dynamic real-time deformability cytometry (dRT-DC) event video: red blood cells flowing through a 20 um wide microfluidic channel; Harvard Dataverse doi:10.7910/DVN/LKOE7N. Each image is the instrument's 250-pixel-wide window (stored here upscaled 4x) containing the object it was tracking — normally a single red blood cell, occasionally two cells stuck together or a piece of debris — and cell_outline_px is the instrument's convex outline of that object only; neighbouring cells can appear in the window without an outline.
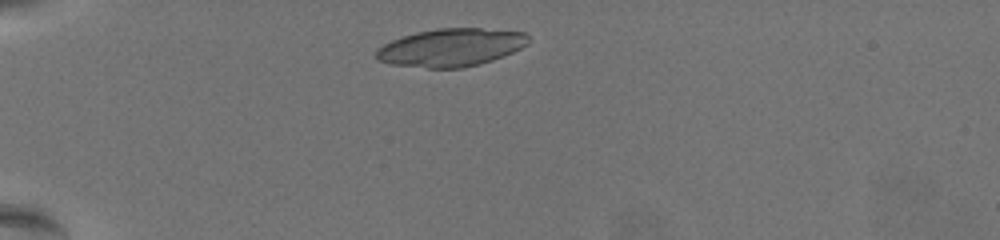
{"species": "common noctule bat (a hibernating species)", "species_latin": "Nyctalus noctula", "temperature_condition": "warm", "stored_images_in_passage": 41, "camera_frame_rate_fps": 3000, "um_per_image_px": 0.085, "animal": {"sex": "female", "body_mass_g": 19.5, "forearm_length_mm": 54.1}, "frame": {"image": 1, "passage_image": 5, "time_ms": 1.333, "image_size_px": [1000, 240], "cell_outline_px": [[528, 44], [504, 56], [480, 64], [464, 68], [428, 68], [392, 64], [376, 60], [376, 48], [392, 40], [416, 32], [440, 28], [480, 28], [528, 32]], "centroid_in_image_um": [38.34, 4.04], "position_along_channel_um": 46.7, "area_um2": 33.7}}
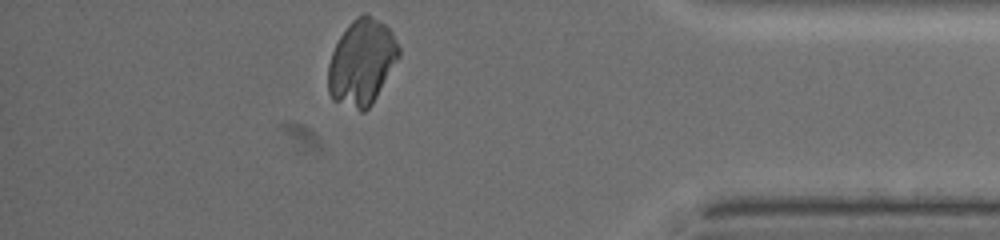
{"frame": {"image": 2, "passage_image": 41, "time_ms": 13.333, "image_size_px": [1000, 240], "cell_outline_px": [[400, 56], [372, 104], [364, 112], [360, 112], [332, 100], [328, 92], [328, 64], [332, 52], [340, 36], [348, 24], [356, 16], [364, 12], [368, 12], [380, 20], [392, 32], [400, 48]], "centroid_in_image_um": [30.74, 5.28], "position_along_channel_um": 404.5, "area_um2": 35.66}}